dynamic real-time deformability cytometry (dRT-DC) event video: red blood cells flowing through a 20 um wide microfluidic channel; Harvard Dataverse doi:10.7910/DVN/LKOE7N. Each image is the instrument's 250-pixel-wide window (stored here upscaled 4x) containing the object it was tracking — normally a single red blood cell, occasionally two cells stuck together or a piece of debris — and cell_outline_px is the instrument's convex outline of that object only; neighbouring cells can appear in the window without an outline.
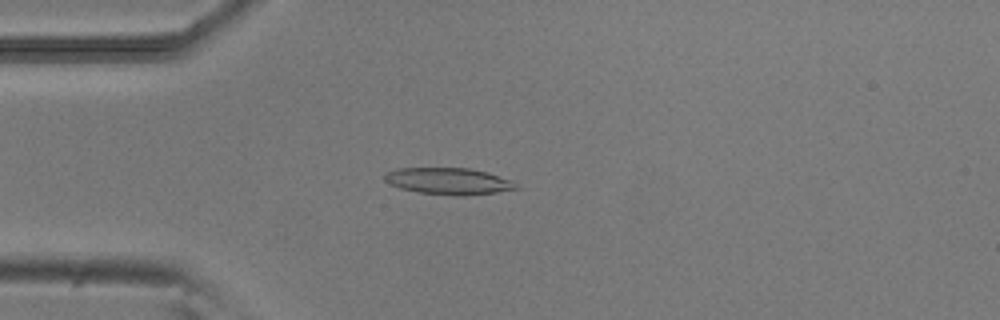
{"species": "common noctule bat (a hibernating species)", "species_latin": "Nyctalus noctula", "temperature_condition": "room temperature", "stored_images_in_passage": 50, "camera_frame_rate_fps": 3000, "um_per_image_px": 0.085, "animal": {"sex": "male", "body_mass_g": 20.5, "forearm_length_mm": 52.5}, "frame": {"image": 1, "passage_image": 12, "time_ms": 3.667, "image_size_px": [1000, 320], "cell_outline_px": [[520, 188], [496, 192], [464, 196], [456, 196], [420, 192], [400, 188], [388, 184], [384, 180], [384, 176], [388, 172], [396, 168], [468, 168], [488, 172], [512, 180]], "centroid_in_image_um": [38.13, 15.4], "position_along_channel_um": 46.9, "area_um2": 20.46}}
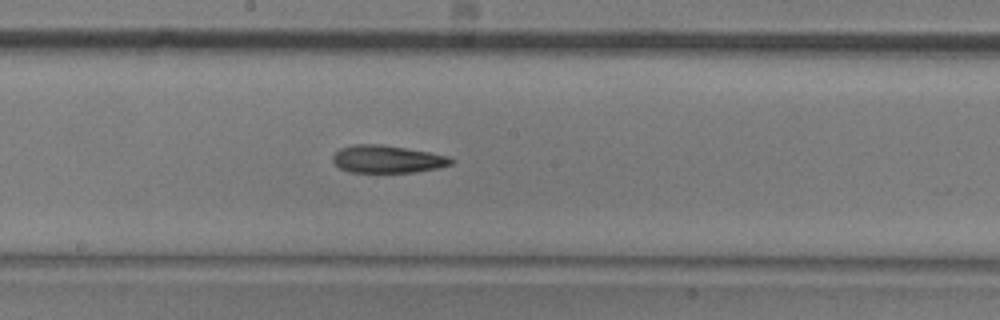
{"frame": {"image": 2, "passage_image": 26, "time_ms": 8.333, "image_size_px": [1000, 320], "cell_outline_px": [[456, 160], [452, 164], [440, 168], [412, 172], [348, 172], [340, 168], [332, 160], [332, 156], [340, 148], [352, 144], [376, 144], [432, 152], [452, 156]], "centroid_in_image_um": [32.97, 13.52], "position_along_channel_um": 215.2, "area_um2": 19.19}}
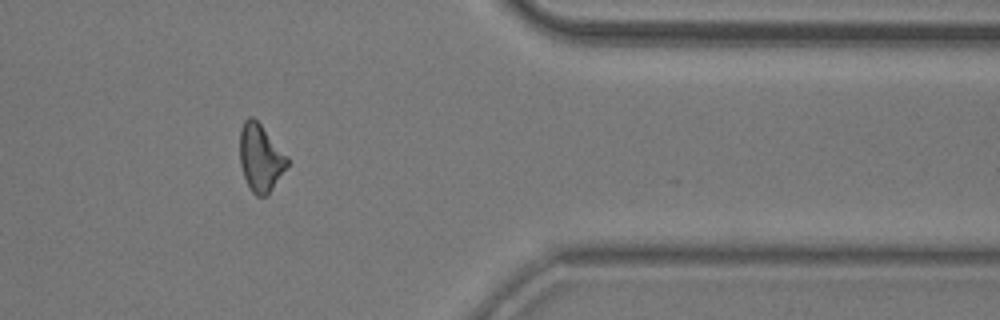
{"frame": {"image": 3, "passage_image": 41, "time_ms": 13.333, "image_size_px": [1000, 320], "cell_outline_px": [[288, 164], [268, 196], [256, 196], [252, 192], [244, 176], [240, 164], [240, 128], [244, 120], [248, 116], [252, 116], [260, 124], [288, 156]], "centroid_in_image_um": [22.13, 13.41], "position_along_channel_um": 389.3, "area_um2": 18.55}, "authors_computed_cell_mechanics": {"area_um2": 19.2185, "velocity_mm_per_s": 3.8844, "shape_relaxation_time_tau1_ms": 9.5853, "shape_relaxation_time_tau2_ms": 7.5846, "deformation_change_tau1": 0.2257, "deformation_change_tau2": 0.1921}}